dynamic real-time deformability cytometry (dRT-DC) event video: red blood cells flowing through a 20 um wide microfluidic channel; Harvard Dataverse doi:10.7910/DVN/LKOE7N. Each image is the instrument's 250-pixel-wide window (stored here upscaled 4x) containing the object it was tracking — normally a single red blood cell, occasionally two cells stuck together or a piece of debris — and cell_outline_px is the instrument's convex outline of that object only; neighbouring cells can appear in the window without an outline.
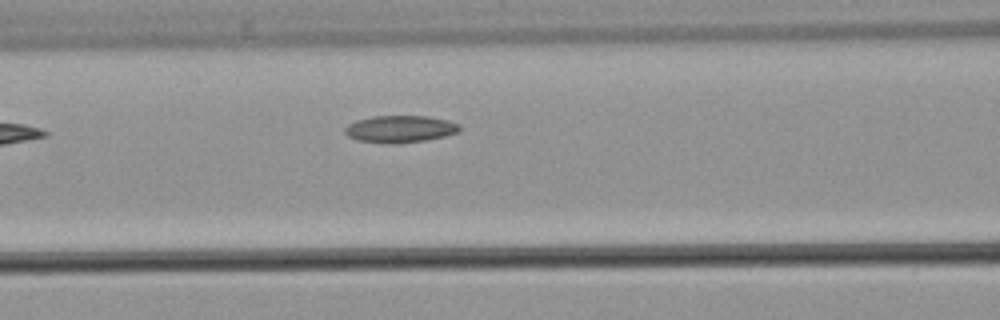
{"species": "common noctule bat (a hibernating species)", "species_latin": "Nyctalus noctula", "temperature_condition": "warm", "stored_images_in_passage": 4, "camera_frame_rate_fps": 3000, "um_per_image_px": 0.085, "animal": {"sex": "male", "body_mass_g": 21.5, "forearm_length_mm": 52.0}, "frame": {"image": 1, "passage_image": 4, "time_ms": 3.667, "image_size_px": [1000, 320], "cell_outline_px": [[460, 132], [444, 136], [424, 140], [396, 144], [388, 144], [356, 140], [348, 136], [344, 132], [344, 128], [348, 124], [356, 120], [372, 116], [428, 116], [460, 124]], "centroid_in_image_um": [33.97, 10.97], "position_along_channel_um": 132.6, "area_um2": 18.15}}